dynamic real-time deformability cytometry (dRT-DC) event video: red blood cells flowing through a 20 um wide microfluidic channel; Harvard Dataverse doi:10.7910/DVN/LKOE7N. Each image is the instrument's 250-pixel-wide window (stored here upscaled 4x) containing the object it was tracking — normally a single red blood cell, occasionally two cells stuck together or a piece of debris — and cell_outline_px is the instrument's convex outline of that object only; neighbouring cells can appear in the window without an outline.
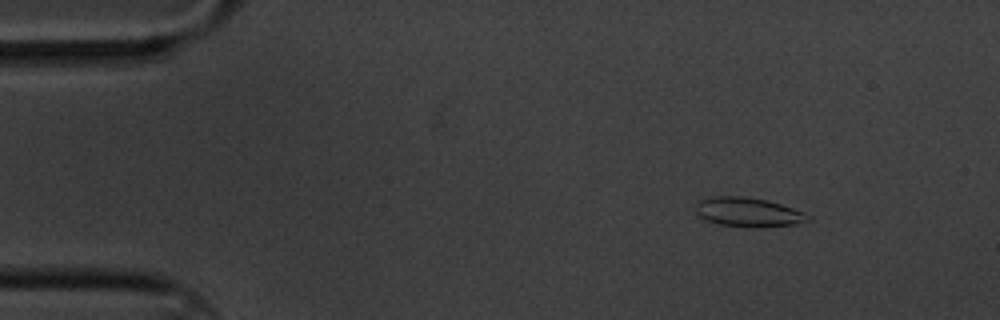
{"species": "common noctule bat (a hibernating species)", "species_latin": "Nyctalus noctula", "temperature_condition": "cold", "stored_images_in_passage": 5, "camera_frame_rate_fps": 3000, "um_per_image_px": 0.085, "animal": {"sex": "male", "body_mass_g": 20.1, "forearm_length_mm": 53.5}, "frame": {"image": 1, "passage_image": 2, "time_ms": 0.333, "image_size_px": [1000, 320], "cell_outline_px": [[812, 220], [796, 224], [764, 228], [752, 228], [720, 224], [708, 220], [700, 216], [696, 212], [696, 204], [700, 200], [712, 196], [744, 196], [768, 200], [804, 212], [812, 216]], "centroid_in_image_um": [63.66, 18.04], "position_along_channel_um": 21.3, "area_um2": 19.36}}